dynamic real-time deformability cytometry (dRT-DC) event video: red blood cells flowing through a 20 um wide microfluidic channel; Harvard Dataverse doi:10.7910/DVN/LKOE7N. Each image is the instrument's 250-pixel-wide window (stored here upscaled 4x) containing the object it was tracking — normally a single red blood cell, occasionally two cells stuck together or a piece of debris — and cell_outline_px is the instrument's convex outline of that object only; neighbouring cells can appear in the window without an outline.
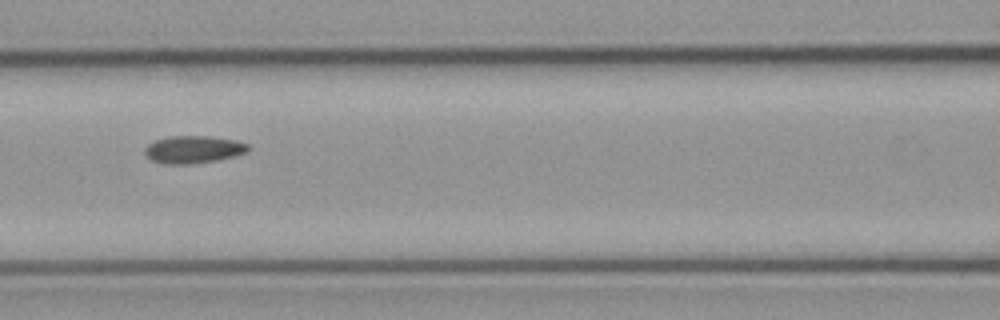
{"species": "common noctule bat (a hibernating species)", "species_latin": "Nyctalus noctula", "temperature_condition": "cold", "stored_images_in_passage": 9, "camera_frame_rate_fps": 3000, "um_per_image_px": 0.085, "animal": {"sex": "male", "body_mass_g": 23.1, "forearm_length_mm": 52.7}, "frame": {"image": 1, "passage_image": 6, "time_ms": 7.0, "image_size_px": [1000, 320], "cell_outline_px": [[252, 148], [248, 152], [236, 156], [216, 160], [192, 164], [164, 164], [152, 160], [144, 152], [144, 148], [148, 144], [156, 140], [168, 136], [208, 136], [236, 140], [248, 144]], "centroid_in_image_um": [16.48, 12.7], "position_along_channel_um": 150.1, "area_um2": 16.7}}
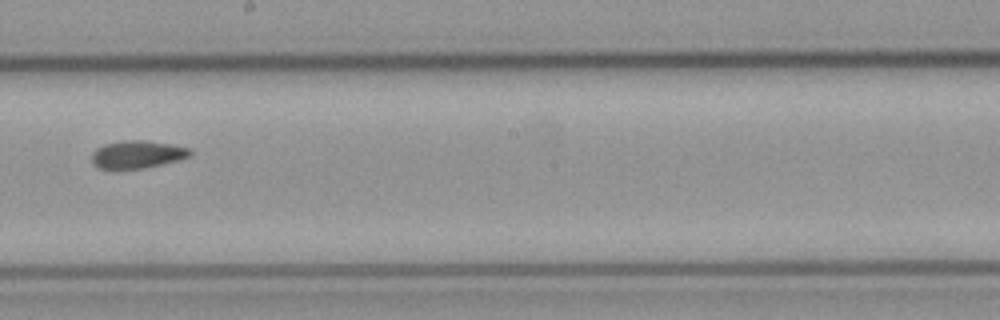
{"frame": {"image": 2, "passage_image": 8, "time_ms": 9.333, "image_size_px": [1000, 320], "cell_outline_px": [[192, 152], [188, 156], [176, 160], [144, 168], [100, 168], [92, 160], [92, 152], [96, 148], [104, 144], [124, 140], [144, 140], [192, 148]], "centroid_in_image_um": [11.66, 13.1], "position_along_channel_um": 236.5, "area_um2": 15.49}}
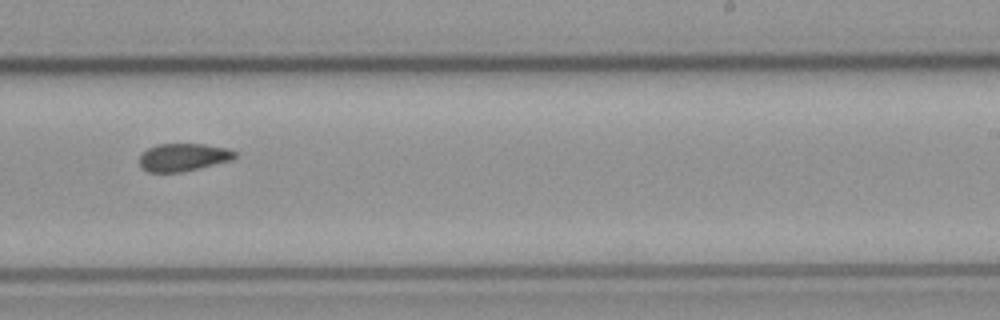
{"frame": {"image": 3, "passage_image": 9, "time_ms": 10.333, "image_size_px": [1000, 320], "cell_outline_px": [[236, 156], [232, 160], [200, 168], [180, 172], [148, 172], [140, 164], [140, 156], [148, 148], [156, 144], [204, 144], [228, 148], [236, 152]], "centroid_in_image_um": [15.6, 13.36], "position_along_channel_um": 273.4, "area_um2": 15.37}}